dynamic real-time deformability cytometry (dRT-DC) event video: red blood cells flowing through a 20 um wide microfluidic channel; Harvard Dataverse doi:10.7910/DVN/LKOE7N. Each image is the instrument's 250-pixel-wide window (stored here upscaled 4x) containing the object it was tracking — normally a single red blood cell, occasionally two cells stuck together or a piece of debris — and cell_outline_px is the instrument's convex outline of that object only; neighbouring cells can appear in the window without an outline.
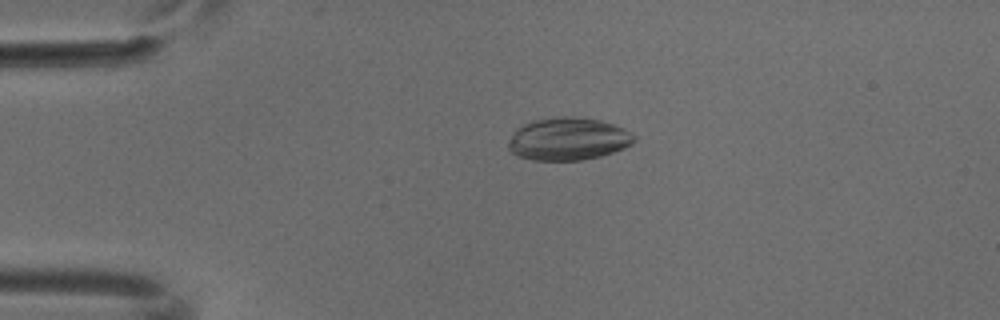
{"species": "common noctule bat (a hibernating species)", "species_latin": "Nyctalus noctula", "temperature_condition": "cold", "stored_images_in_passage": 2, "camera_frame_rate_fps": 3000, "um_per_image_px": 0.085, "animal": {"sex": "male", "body_mass_g": 18.8}, "frame": {"image": 1, "passage_image": 1, "time_ms": 0.0, "image_size_px": [1000, 320], "cell_outline_px": [[636, 140], [632, 144], [624, 148], [600, 156], [580, 160], [532, 160], [516, 156], [508, 148], [508, 144], [512, 132], [516, 128], [532, 120], [560, 116], [572, 116], [600, 120], [624, 128], [632, 132], [636, 136]], "centroid_in_image_um": [48.28, 11.8], "position_along_channel_um": 36.7, "area_um2": 31.5}}